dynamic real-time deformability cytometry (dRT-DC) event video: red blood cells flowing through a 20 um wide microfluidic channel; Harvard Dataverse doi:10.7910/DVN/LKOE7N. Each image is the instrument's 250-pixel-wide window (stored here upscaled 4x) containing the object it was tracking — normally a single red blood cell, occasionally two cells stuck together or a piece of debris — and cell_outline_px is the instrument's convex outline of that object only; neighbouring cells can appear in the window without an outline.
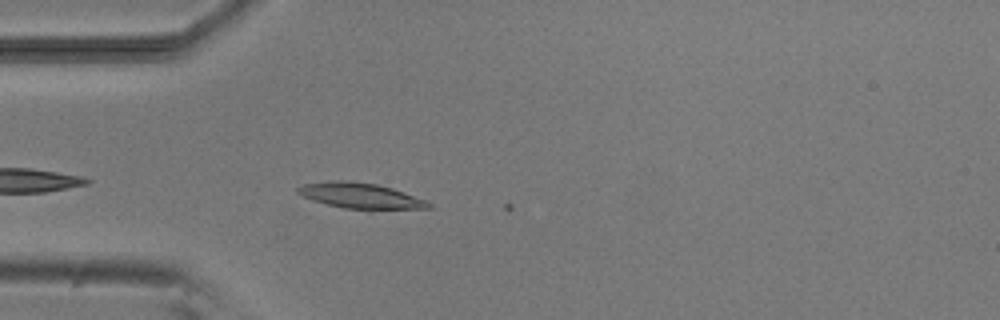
{"species": "common noctule bat (a hibernating species)", "species_latin": "Nyctalus noctula", "temperature_condition": "room temperature", "stored_images_in_passage": 5, "camera_frame_rate_fps": 3000, "um_per_image_px": 0.085, "animal": {"sex": "male", "body_mass_g": 20.5, "forearm_length_mm": 52.5}, "frame": {"image": 1, "passage_image": 3, "time_ms": 0.667, "image_size_px": [1000, 320], "cell_outline_px": [[432, 208], [372, 212], [368, 212], [344, 208], [312, 200], [296, 192], [296, 188], [304, 184], [332, 180], [348, 180], [376, 184], [392, 188], [424, 200], [432, 204]], "centroid_in_image_um": [30.7, 16.68], "position_along_channel_um": 54.3, "area_um2": 20.17}}